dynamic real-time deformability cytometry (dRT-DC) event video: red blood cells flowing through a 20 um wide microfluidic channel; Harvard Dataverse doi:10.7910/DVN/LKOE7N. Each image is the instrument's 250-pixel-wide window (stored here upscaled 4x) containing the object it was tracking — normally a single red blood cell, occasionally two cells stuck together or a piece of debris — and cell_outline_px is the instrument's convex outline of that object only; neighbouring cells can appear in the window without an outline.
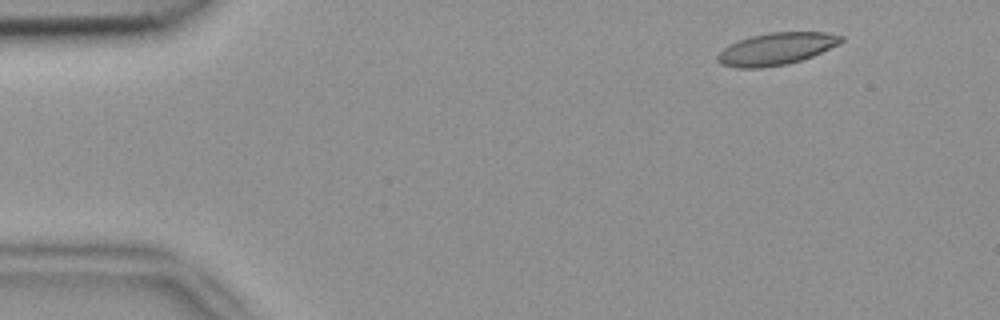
{"species": "common noctule bat (a hibernating species)", "species_latin": "Nyctalus noctula", "temperature_condition": "room temperature", "stored_images_in_passage": 48, "camera_frame_rate_fps": 3000, "um_per_image_px": 0.085, "animal": {"sex": "female", "body_mass_g": 18.4}, "frame": {"image": 1, "passage_image": 1, "time_ms": 0.0, "image_size_px": [1000, 320], "cell_outline_px": [[844, 40], [840, 44], [812, 56], [788, 64], [760, 68], [736, 68], [720, 64], [716, 60], [716, 56], [724, 48], [740, 40], [752, 36], [772, 32], [824, 32], [844, 36]], "centroid_in_image_um": [66.0, 4.16], "position_along_channel_um": 19.0, "area_um2": 23.06}}
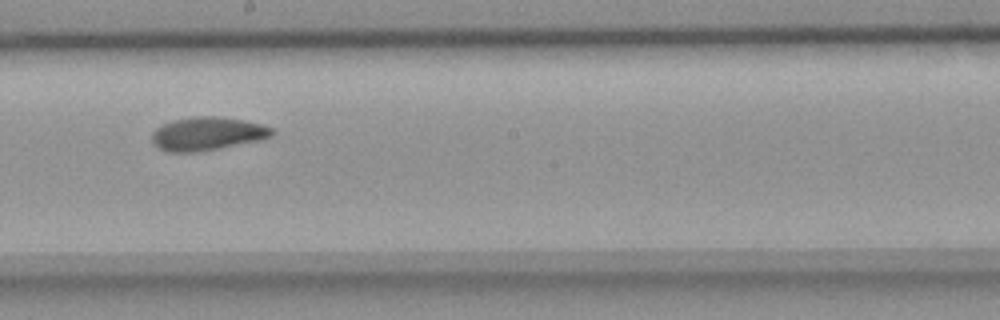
{"frame": {"image": 2, "passage_image": 25, "time_ms": 8.0, "image_size_px": [1000, 320], "cell_outline_px": [[276, 132], [272, 136], [260, 140], [216, 148], [192, 152], [168, 152], [160, 148], [152, 140], [152, 132], [156, 128], [172, 120], [192, 116], [216, 116], [244, 120], [260, 124], [272, 128]], "centroid_in_image_um": [17.63, 11.35], "position_along_channel_um": 230.6, "area_um2": 23.06}}
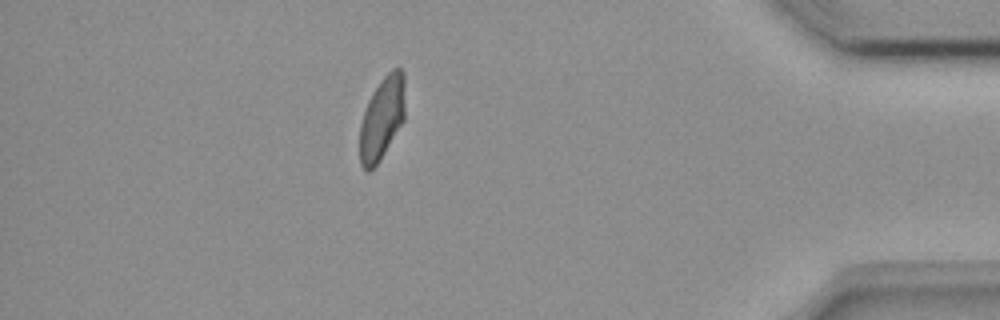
{"frame": {"image": 3, "passage_image": 42, "time_ms": 13.667, "image_size_px": [1000, 320], "cell_outline_px": [[404, 120], [380, 160], [368, 172], [360, 164], [360, 124], [368, 100], [380, 80], [392, 68], [400, 68], [404, 72]], "centroid_in_image_um": [32.47, 10.02], "position_along_channel_um": 402.7, "area_um2": 21.73}, "authors_computed_cell_mechanics": {"area_um2": 22.9466, "velocity_mm_per_s": 3.8083, "shape_relaxation_time_tau1_ms": null, "shape_relaxation_time_tau2_ms": 1.8637, "deformation_change_tau1": null, "deformation_change_tau2": 0.0618}}